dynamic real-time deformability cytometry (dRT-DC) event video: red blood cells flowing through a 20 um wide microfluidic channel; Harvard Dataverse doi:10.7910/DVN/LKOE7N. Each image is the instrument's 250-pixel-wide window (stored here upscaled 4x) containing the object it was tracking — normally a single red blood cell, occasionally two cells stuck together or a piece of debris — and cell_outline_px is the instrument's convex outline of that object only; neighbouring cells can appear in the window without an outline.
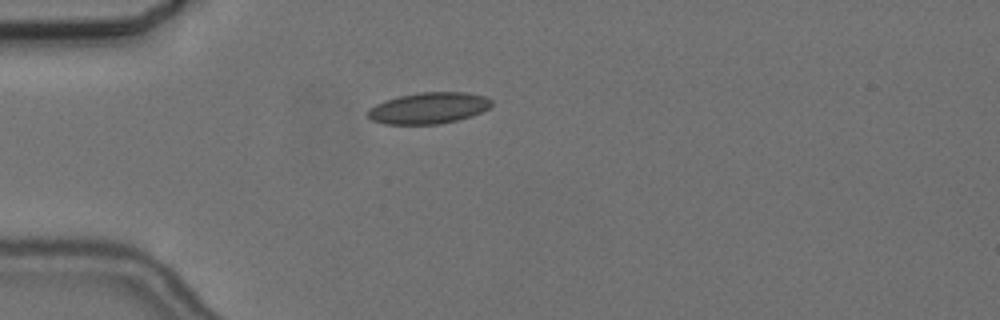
{"species": "common noctule bat (a hibernating species)", "species_latin": "Nyctalus noctula", "temperature_condition": "cold", "stored_images_in_passage": 1, "camera_frame_rate_fps": 3000, "um_per_image_px": 0.085, "animal": {"sex": "female", "body_mass_g": 24.6, "forearm_length_mm": 56.2}, "frame": {"image": 1, "passage_image": 1, "time_ms": 0.0, "image_size_px": [1000, 320], "cell_outline_px": [[492, 104], [488, 108], [472, 116], [440, 124], [384, 124], [372, 120], [368, 116], [368, 108], [384, 100], [400, 96], [420, 92], [464, 92], [484, 96], [492, 100]], "centroid_in_image_um": [36.42, 9.18], "position_along_channel_um": 48.6, "area_um2": 22.48}}